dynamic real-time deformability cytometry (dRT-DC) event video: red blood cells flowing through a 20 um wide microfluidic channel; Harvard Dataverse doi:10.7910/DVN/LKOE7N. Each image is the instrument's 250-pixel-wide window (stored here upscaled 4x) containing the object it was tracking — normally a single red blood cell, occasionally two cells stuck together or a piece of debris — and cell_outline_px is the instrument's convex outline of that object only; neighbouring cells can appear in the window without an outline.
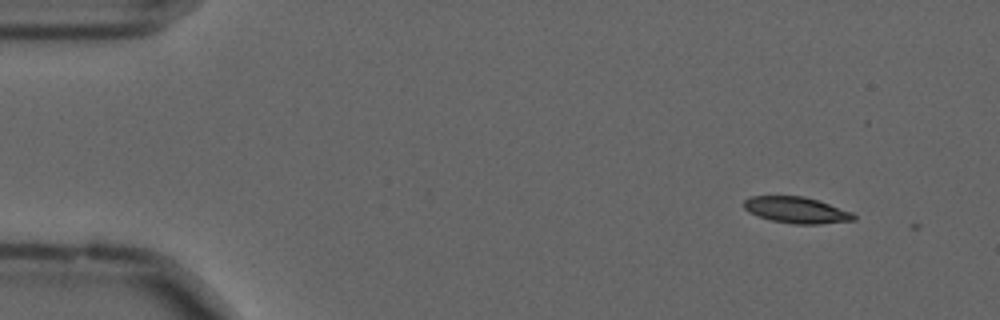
{"species": "common noctule bat (a hibernating species)", "species_latin": "Nyctalus noctula", "temperature_condition": "cold", "stored_images_in_passage": 5, "camera_frame_rate_fps": 3000, "um_per_image_px": 0.085, "animal": {"sex": "male", "forearm_length_mm": 52.5}, "frame": {"image": 1, "passage_image": 2, "time_ms": 0.333, "image_size_px": [1000, 320], "cell_outline_px": [[856, 220], [820, 224], [792, 224], [772, 220], [748, 212], [744, 208], [744, 200], [752, 196], [804, 196], [852, 212], [856, 216]], "centroid_in_image_um": [67.7, 17.86], "position_along_channel_um": 17.3, "area_um2": 16.65}}